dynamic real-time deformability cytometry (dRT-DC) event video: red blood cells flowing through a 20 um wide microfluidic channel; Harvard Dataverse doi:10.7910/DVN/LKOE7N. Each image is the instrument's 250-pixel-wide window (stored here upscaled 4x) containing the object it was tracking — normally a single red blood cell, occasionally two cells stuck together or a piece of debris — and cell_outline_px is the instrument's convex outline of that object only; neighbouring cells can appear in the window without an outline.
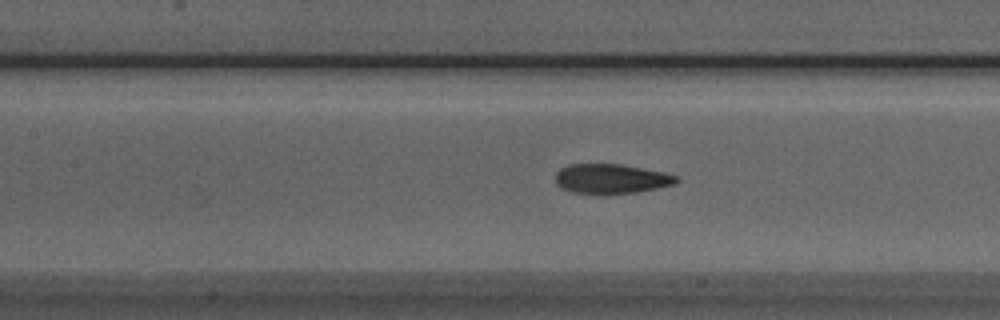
{"species": "Egyptian fruit bat (a non-hibernating species)", "species_latin": "Rousettus aegyptiacus", "temperature_condition": "room temperature", "stored_images_in_passage": 40, "camera_frame_rate_fps": 3000, "um_per_image_px": 0.085, "animal": {"sex": "male"}, "frame": {"image": 1, "passage_image": 16, "time_ms": 5.0, "image_size_px": [1000, 320], "cell_outline_px": [[680, 180], [676, 184], [636, 192], [604, 196], [572, 192], [560, 188], [556, 184], [556, 172], [560, 168], [568, 164], [620, 164], [664, 172], [680, 176]], "centroid_in_image_um": [51.94, 15.22], "position_along_channel_um": 155.5, "area_um2": 21.5}}
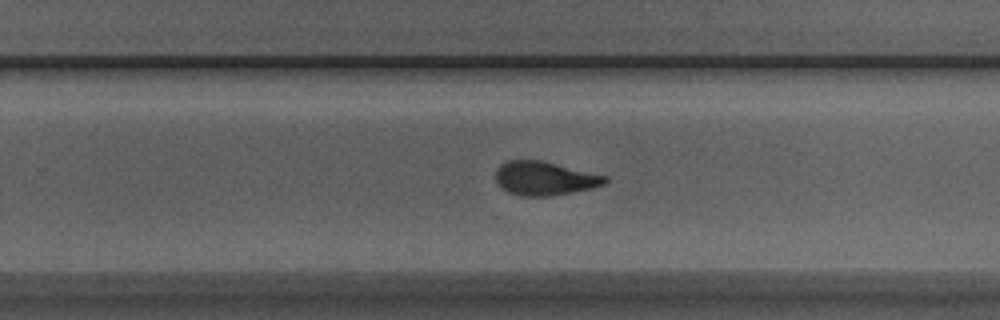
{"frame": {"image": 2, "passage_image": 26, "time_ms": 8.333, "image_size_px": [1000, 320], "cell_outline_px": [[608, 180], [604, 184], [592, 188], [572, 192], [548, 196], [524, 196], [508, 192], [496, 180], [496, 168], [500, 164], [508, 160], [544, 160], [608, 176]], "centroid_in_image_um": [46.32, 15.14], "position_along_channel_um": 283.5, "area_um2": 21.56}}
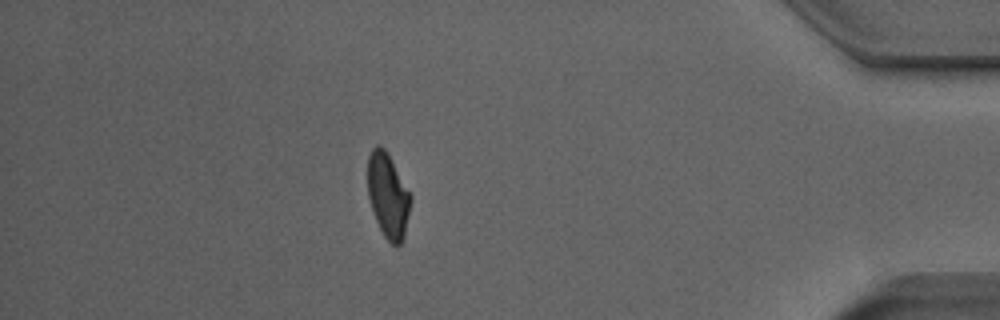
{"frame": {"image": 3, "passage_image": 39, "time_ms": 12.667, "image_size_px": [1000, 320], "cell_outline_px": [[412, 200], [404, 236], [400, 244], [396, 248], [384, 236], [376, 220], [368, 196], [368, 156], [372, 148], [376, 144], [380, 144], [384, 148], [412, 196]], "centroid_in_image_um": [32.98, 16.63], "position_along_channel_um": 402.2, "area_um2": 21.04}}